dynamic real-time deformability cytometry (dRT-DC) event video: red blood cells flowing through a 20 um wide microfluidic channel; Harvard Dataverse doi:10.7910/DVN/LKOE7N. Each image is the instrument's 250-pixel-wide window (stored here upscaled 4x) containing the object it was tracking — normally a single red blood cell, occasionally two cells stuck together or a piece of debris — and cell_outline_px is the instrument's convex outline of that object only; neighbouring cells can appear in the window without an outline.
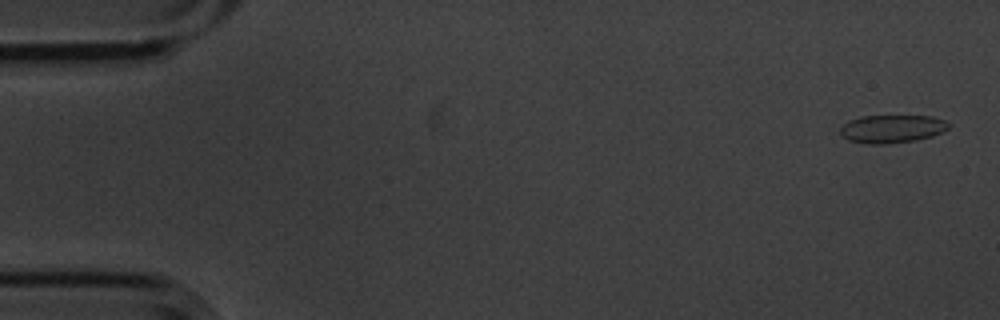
{"species": "common noctule bat (a hibernating species)", "species_latin": "Nyctalus noctula", "temperature_condition": "cold", "stored_images_in_passage": 5, "camera_frame_rate_fps": 3000, "um_per_image_px": 0.085, "animal": {"sex": "male", "body_mass_g": 20.1, "forearm_length_mm": 53.5}, "frame": {"image": 1, "passage_image": 1, "time_ms": 0.0, "image_size_px": [1000, 320], "cell_outline_px": [[952, 124], [948, 128], [932, 136], [916, 140], [884, 144], [868, 144], [848, 140], [840, 136], [840, 128], [848, 120], [860, 116], [932, 116], [944, 120]], "centroid_in_image_um": [75.79, 10.95], "position_along_channel_um": 9.2, "area_um2": 17.8}}
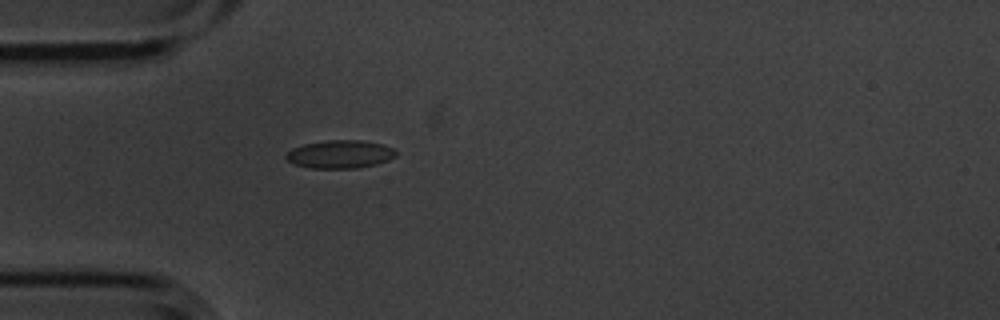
{"frame": {"image": 2, "passage_image": 5, "time_ms": 1.333, "image_size_px": [1000, 320], "cell_outline_px": [[396, 156], [388, 160], [376, 164], [356, 168], [312, 168], [296, 164], [288, 160], [284, 156], [292, 148], [304, 144], [328, 140], [360, 140], [380, 144], [392, 148], [396, 152]], "centroid_in_image_um": [28.9, 13.11], "position_along_channel_um": 56.1, "area_um2": 17.74}}